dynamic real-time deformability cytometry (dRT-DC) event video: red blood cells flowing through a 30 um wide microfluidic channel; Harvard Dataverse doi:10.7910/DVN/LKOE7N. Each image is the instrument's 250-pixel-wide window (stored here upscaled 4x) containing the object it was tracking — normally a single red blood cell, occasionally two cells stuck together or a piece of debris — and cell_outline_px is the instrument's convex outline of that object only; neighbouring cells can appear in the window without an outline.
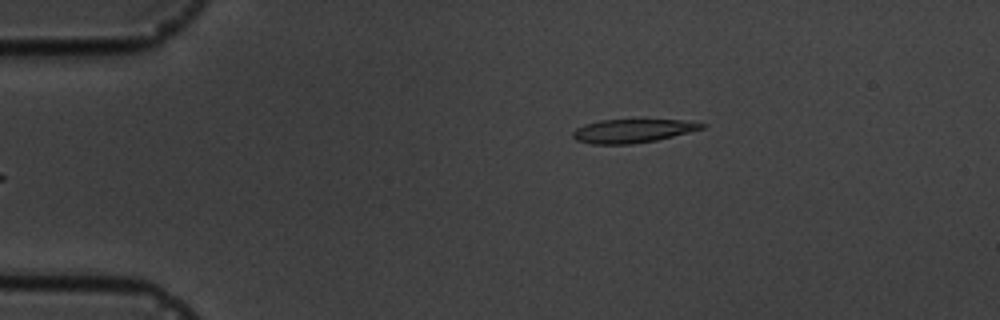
{"species": "common noctule bat (a hibernating species)", "species_latin": "Nyctalus noctula", "temperature_condition": "cold", "stored_images_in_passage": 2, "camera_frame_rate_fps": 3000, "um_per_image_px": 0.085, "animal": {"sex": "male", "body_mass_g": 19.5, "forearm_length_mm": 54.6}, "frame": {"image": 1, "passage_image": 2, "time_ms": 1.333, "image_size_px": [1000, 320], "cell_outline_px": [[708, 124], [704, 128], [656, 140], [632, 144], [592, 144], [576, 140], [572, 136], [572, 132], [576, 128], [584, 124], [600, 120], [688, 120]], "centroid_in_image_um": [53.76, 11.12], "position_along_channel_um": 31.2, "area_um2": 17.69}}